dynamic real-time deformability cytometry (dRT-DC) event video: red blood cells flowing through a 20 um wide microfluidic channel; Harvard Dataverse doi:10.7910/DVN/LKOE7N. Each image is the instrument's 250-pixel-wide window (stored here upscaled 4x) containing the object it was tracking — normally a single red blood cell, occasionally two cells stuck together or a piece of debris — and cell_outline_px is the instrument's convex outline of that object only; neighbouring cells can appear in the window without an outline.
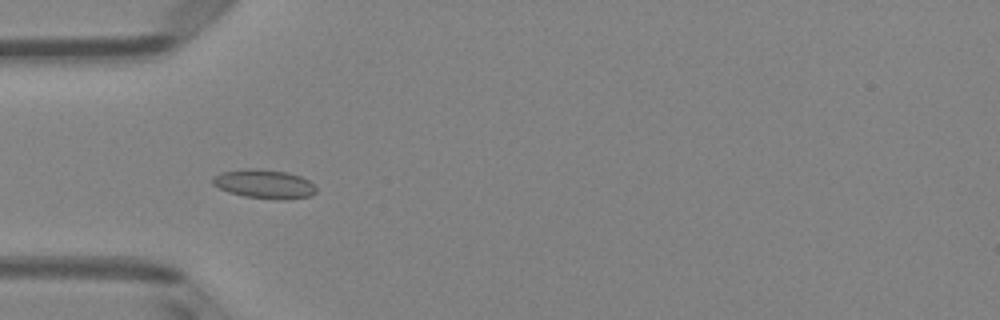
{"species": "Egyptian fruit bat (a non-hibernating species)", "species_latin": "Rousettus aegyptiacus", "temperature_condition": "room temperature", "stored_images_in_passage": 52, "camera_frame_rate_fps": 3000, "um_per_image_px": 0.085, "animal": {"sex": "female"}, "frame": {"image": 1, "passage_image": 17, "time_ms": 5.333, "image_size_px": [1000, 320], "cell_outline_px": [[316, 192], [312, 196], [276, 200], [244, 196], [228, 192], [212, 184], [212, 176], [220, 172], [244, 168], [260, 168], [288, 172], [300, 176], [308, 180], [316, 188]], "centroid_in_image_um": [22.43, 15.62], "position_along_channel_um": 62.6, "area_um2": 17.69}}
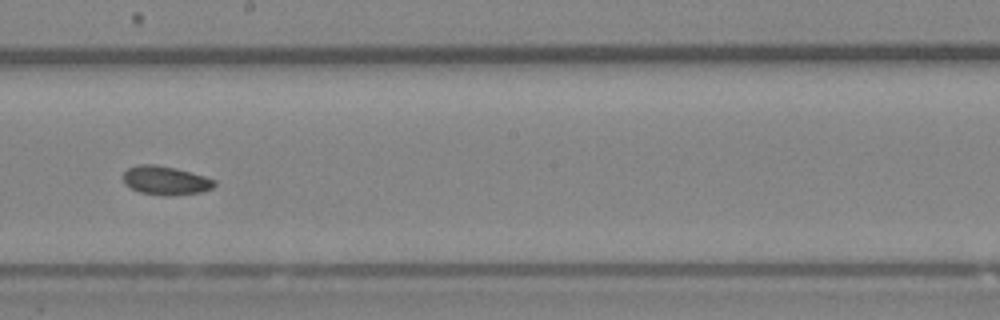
{"frame": {"image": 2, "passage_image": 30, "time_ms": 9.667, "image_size_px": [1000, 320], "cell_outline_px": [[216, 184], [212, 188], [200, 192], [168, 196], [164, 196], [140, 192], [124, 184], [124, 172], [128, 168], [136, 164], [156, 164], [176, 168], [204, 176], [216, 180]], "centroid_in_image_um": [14.06, 15.33], "position_along_channel_um": 234.1, "area_um2": 15.32}}
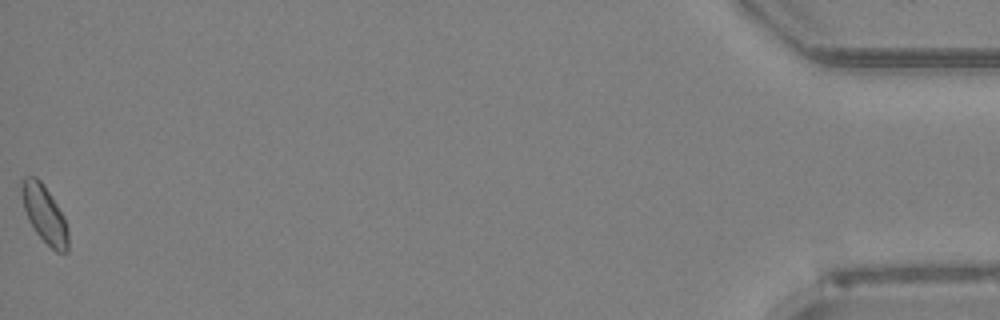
{"frame": {"image": 3, "passage_image": 52, "time_ms": 17.0, "image_size_px": [1000, 320], "cell_outline_px": [[68, 252], [56, 252], [36, 232], [28, 220], [24, 208], [20, 192], [20, 184], [24, 176], [36, 176], [44, 184], [64, 216], [68, 232]], "centroid_in_image_um": [3.76, 18.16], "position_along_channel_um": 431.4, "area_um2": 15.61}, "authors_computed_cell_mechanics": {"area_um2": 15.606, "velocity_mm_per_s": 4.0174, "shape_relaxation_time_tau1_ms": 5.2945, "shape_relaxation_time_tau2_ms": null, "deformation_change_tau1": 0.1029, "deformation_change_tau2": null}}